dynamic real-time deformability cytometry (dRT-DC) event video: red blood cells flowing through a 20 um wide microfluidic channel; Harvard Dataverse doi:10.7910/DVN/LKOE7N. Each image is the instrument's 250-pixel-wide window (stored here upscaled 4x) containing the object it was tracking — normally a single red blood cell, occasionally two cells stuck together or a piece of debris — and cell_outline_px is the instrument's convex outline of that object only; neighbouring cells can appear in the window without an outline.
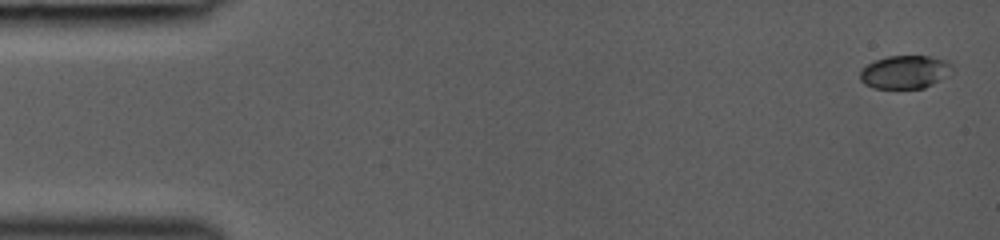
{"species": "common noctule bat (a hibernating species)", "species_latin": "Nyctalus noctula", "temperature_condition": "room temperature", "stored_images_in_passage": 10, "camera_frame_rate_fps": 3000, "um_per_image_px": 0.085, "animal": {"sex": "female", "body_mass_g": 19.0, "forearm_length_mm": 53.3}, "frame": {"image": 1, "passage_image": 1, "time_ms": 0.0, "image_size_px": [1000, 240], "cell_outline_px": [[952, 68], [944, 76], [932, 84], [924, 88], [872, 88], [864, 84], [860, 80], [860, 72], [868, 64], [876, 60], [888, 56], [928, 56], [948, 60], [952, 64]], "centroid_in_image_um": [76.89, 6.12], "position_along_channel_um": 8.1, "area_um2": 17.57}}
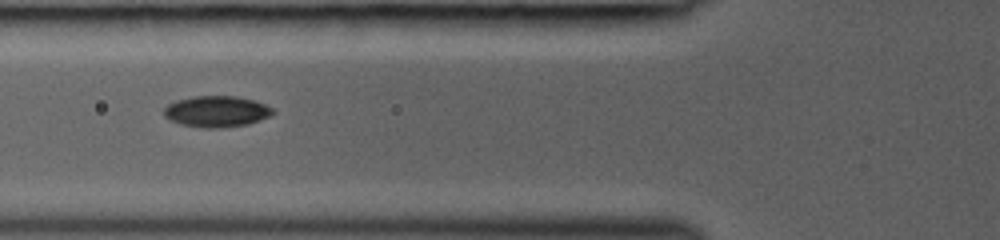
{"frame": {"image": 2, "passage_image": 9, "time_ms": 2.667, "image_size_px": [1000, 240], "cell_outline_px": [[276, 112], [272, 116], [248, 124], [220, 128], [204, 128], [180, 124], [164, 116], [164, 108], [168, 104], [176, 100], [192, 96], [236, 96], [256, 100], [272, 108]], "centroid_in_image_um": [18.44, 9.47], "position_along_channel_um": 107.4, "area_um2": 19.94}}
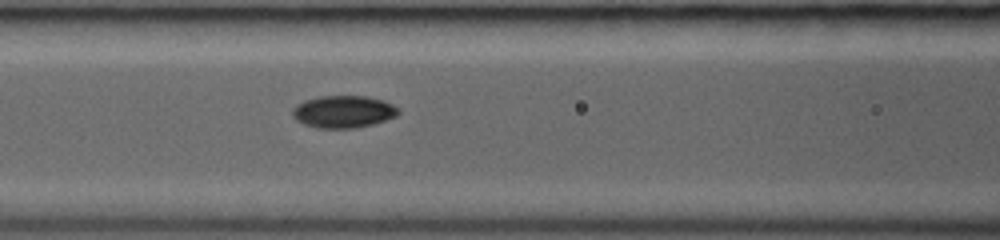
{"frame": {"image": 3, "passage_image": 10, "time_ms": 3.0, "image_size_px": [1000, 240], "cell_outline_px": [[400, 112], [396, 116], [372, 124], [356, 128], [316, 128], [304, 124], [296, 120], [292, 116], [292, 108], [296, 104], [304, 100], [316, 96], [368, 96], [384, 100], [400, 108]], "centroid_in_image_um": [29.17, 9.48], "position_along_channel_um": 137.4, "area_um2": 20.17}}